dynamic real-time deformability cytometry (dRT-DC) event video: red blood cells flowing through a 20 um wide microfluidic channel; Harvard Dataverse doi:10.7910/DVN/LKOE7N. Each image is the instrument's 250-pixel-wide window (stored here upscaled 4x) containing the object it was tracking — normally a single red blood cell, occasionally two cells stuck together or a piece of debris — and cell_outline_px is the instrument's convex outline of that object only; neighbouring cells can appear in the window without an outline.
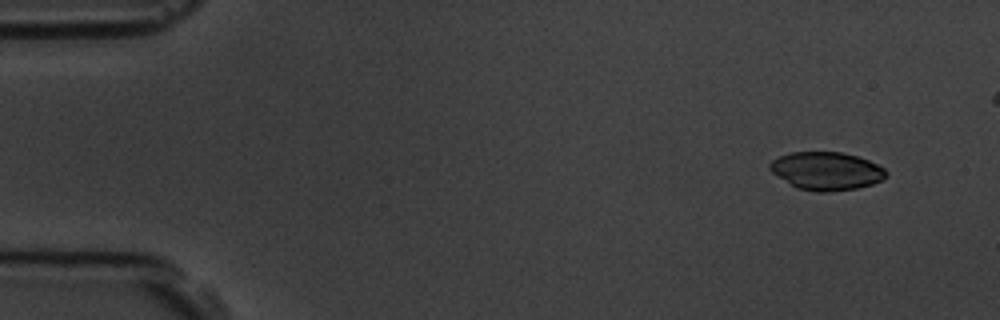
{"species": "common noctule bat (a hibernating species)", "species_latin": "Nyctalus noctula", "temperature_condition": "room temperature", "stored_images_in_passage": 6, "camera_frame_rate_fps": 3000, "um_per_image_px": 0.085, "animal": {"sex": "male", "body_mass_g": 19.5, "forearm_length_mm": 54.6}, "frame": {"image": 1, "passage_image": 6, "time_ms": 5.667, "image_size_px": [1000, 320], "cell_outline_px": [[888, 176], [872, 184], [856, 188], [828, 192], [816, 192], [796, 188], [772, 172], [768, 168], [768, 164], [772, 160], [780, 156], [792, 152], [840, 152], [856, 156], [868, 160], [884, 168], [888, 172]], "centroid_in_image_um": [70.24, 14.54], "position_along_channel_um": 14.8, "area_um2": 25.72}}